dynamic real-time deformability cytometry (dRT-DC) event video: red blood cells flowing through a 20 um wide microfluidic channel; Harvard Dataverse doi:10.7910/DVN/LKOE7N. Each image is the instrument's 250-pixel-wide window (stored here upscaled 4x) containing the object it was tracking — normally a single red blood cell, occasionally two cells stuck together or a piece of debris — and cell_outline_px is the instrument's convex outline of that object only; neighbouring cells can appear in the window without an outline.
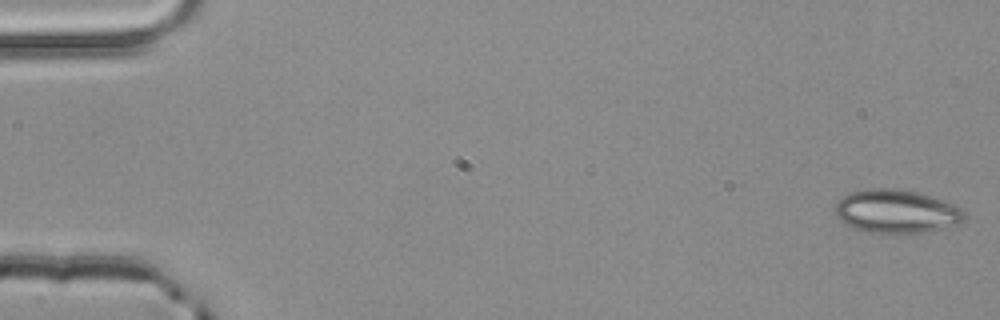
{"species": "common noctule bat (a hibernating species)", "species_latin": "Nyctalus noctula", "temperature_condition": "room temperature", "stored_images_in_passage": 4, "camera_frame_rate_fps": 3000, "um_per_image_px": 0.085, "animal": {"sex": "male", "body_mass_g": 20.4}, "frame": {"image": 1, "passage_image": 1, "time_ms": 0.0, "image_size_px": [1000, 320], "cell_outline_px": [[964, 216], [956, 224], [944, 228], [928, 232], [868, 232], [844, 224], [832, 212], [836, 204], [848, 192], [868, 188], [896, 188], [916, 192], [932, 196], [944, 200], [960, 208], [964, 212]], "centroid_in_image_um": [76.14, 17.95], "position_along_channel_um": 8.9, "area_um2": 32.54}}